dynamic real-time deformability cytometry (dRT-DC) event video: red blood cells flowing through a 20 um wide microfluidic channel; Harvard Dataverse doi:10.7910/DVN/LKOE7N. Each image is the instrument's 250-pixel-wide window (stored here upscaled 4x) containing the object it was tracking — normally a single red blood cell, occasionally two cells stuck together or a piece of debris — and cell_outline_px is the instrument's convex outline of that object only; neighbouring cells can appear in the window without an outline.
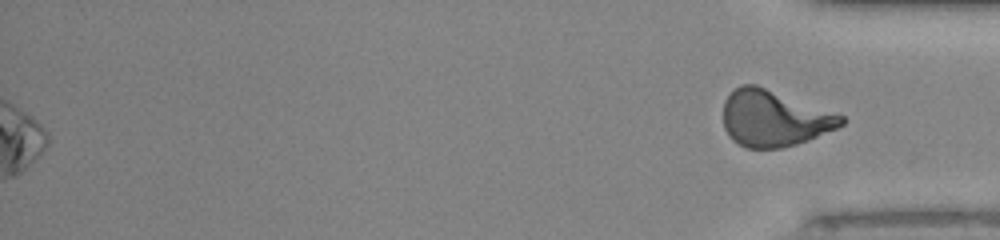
{"species": "human", "species_latin": "Homo sapiens", "temperature_condition": "room temperature", "stored_images_in_passage": 35, "camera_frame_rate_fps": 3000, "um_per_image_px": 0.085, "donor": {"sex": "male"}, "frame": {"image": 1, "passage_image": 35, "time_ms": 11.333, "image_size_px": [1000, 240], "cell_outline_px": [[848, 120], [844, 124], [836, 128], [808, 140], [796, 144], [780, 148], [744, 148], [732, 140], [724, 128], [724, 100], [740, 84], [756, 84], [844, 116]], "centroid_in_image_um": [65.78, 10.07], "position_along_channel_um": 369.4, "area_um2": 38.49}}